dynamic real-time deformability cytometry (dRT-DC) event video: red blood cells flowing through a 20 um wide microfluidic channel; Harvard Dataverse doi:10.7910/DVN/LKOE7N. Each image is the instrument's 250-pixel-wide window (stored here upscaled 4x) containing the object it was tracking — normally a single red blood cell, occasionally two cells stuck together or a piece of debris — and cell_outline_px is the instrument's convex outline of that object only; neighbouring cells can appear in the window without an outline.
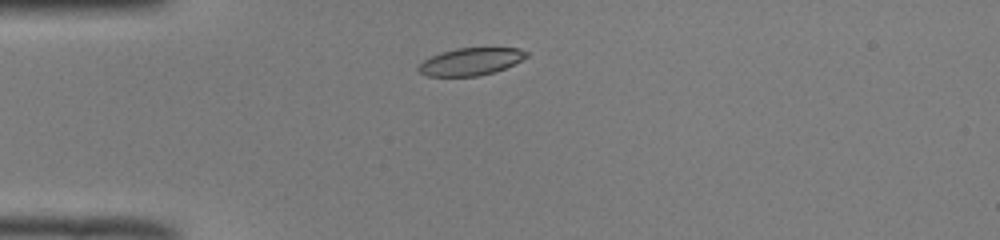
{"species": "common noctule bat (a hibernating species)", "species_latin": "Nyctalus noctula", "temperature_condition": "room temperature", "stored_images_in_passage": 39, "camera_frame_rate_fps": 3000, "um_per_image_px": 0.085, "animal": {"sex": "male", "body_mass_g": 19.0, "forearm_length_mm": 50.8}, "frame": {"image": 1, "passage_image": 1, "time_ms": 0.0, "image_size_px": [1000, 240], "cell_outline_px": [[528, 56], [504, 68], [492, 72], [476, 76], [428, 76], [420, 72], [416, 68], [424, 60], [440, 52], [456, 48], [520, 48], [528, 52]], "centroid_in_image_um": [39.99, 5.22], "position_along_channel_um": 45.0, "area_um2": 16.99}}
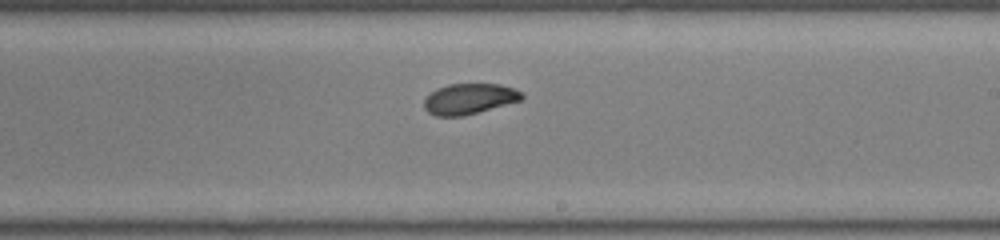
{"frame": {"image": 2, "passage_image": 18, "time_ms": 5.667, "image_size_px": [1000, 240], "cell_outline_px": [[524, 96], [520, 100], [464, 116], [436, 116], [428, 112], [424, 108], [424, 100], [436, 88], [448, 84], [500, 84], [512, 88], [520, 92]], "centroid_in_image_um": [39.85, 8.4], "position_along_channel_um": 249.2, "area_um2": 17.22}}
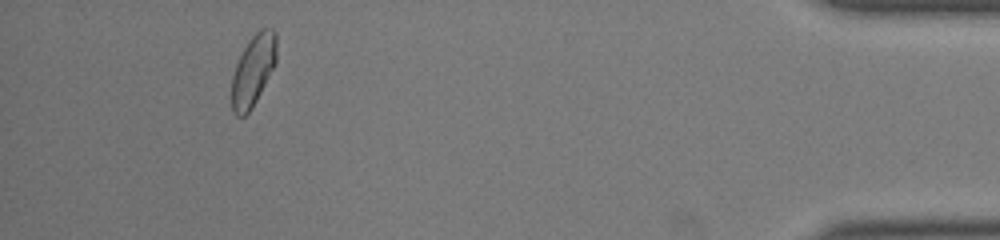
{"frame": {"image": 3, "passage_image": 35, "time_ms": 11.333, "image_size_px": [1000, 240], "cell_outline_px": [[276, 64], [252, 108], [244, 116], [236, 116], [232, 112], [232, 76], [236, 64], [248, 40], [260, 28], [272, 28], [276, 32]], "centroid_in_image_um": [21.53, 5.97], "position_along_channel_um": 413.7, "area_um2": 18.61}, "authors_computed_cell_mechanics": {"area_um2": 17.8024, "velocity_mm_per_s": 3.9781, "shape_relaxation_time_tau1_ms": 7.7193, "shape_relaxation_time_tau2_ms": 0.7063, "deformation_change_tau1": 0.199, "deformation_change_tau2": 0.0534}}